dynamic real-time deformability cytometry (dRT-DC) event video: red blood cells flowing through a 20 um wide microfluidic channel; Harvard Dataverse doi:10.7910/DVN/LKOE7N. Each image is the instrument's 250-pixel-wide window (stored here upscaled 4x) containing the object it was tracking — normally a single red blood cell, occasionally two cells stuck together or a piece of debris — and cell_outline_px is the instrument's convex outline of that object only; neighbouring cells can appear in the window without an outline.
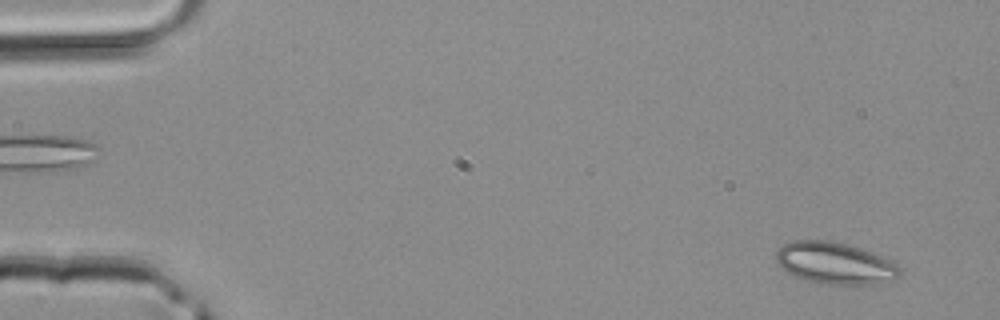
{"species": "common noctule bat (a hibernating species)", "species_latin": "Nyctalus noctula", "temperature_condition": "room temperature", "stored_images_in_passage": 5, "camera_frame_rate_fps": 3000, "um_per_image_px": 0.085, "animal": {"sex": "male", "body_mass_g": 20.4}, "frame": {"image": 1, "passage_image": 5, "time_ms": 1.333, "image_size_px": [1000, 320], "cell_outline_px": [[904, 268], [900, 276], [892, 280], [876, 284], [828, 284], [808, 280], [796, 276], [780, 268], [776, 264], [776, 252], [784, 244], [792, 240], [828, 240], [848, 244], [884, 256], [892, 260]], "centroid_in_image_um": [71.03, 22.36], "position_along_channel_um": 14.0, "area_um2": 30.46}}